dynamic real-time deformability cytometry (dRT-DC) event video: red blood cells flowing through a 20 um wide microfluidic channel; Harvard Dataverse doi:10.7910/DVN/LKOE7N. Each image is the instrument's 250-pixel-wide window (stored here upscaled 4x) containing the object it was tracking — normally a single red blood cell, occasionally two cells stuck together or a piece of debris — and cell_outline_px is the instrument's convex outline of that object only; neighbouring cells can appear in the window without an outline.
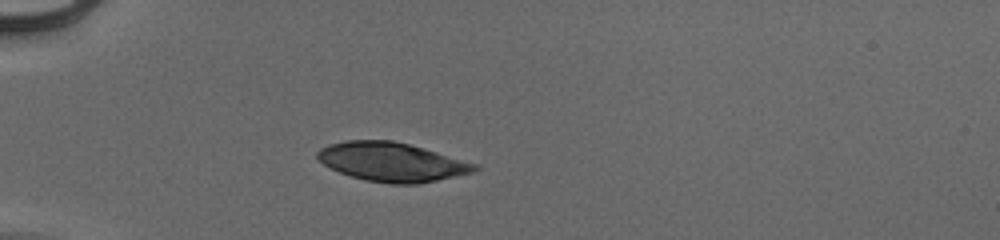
{"species": "human", "species_latin": "Homo sapiens", "temperature_condition": "cold", "stored_images_in_passage": 38, "camera_frame_rate_fps": 3000, "um_per_image_px": 0.085, "donor": {"sex": "male"}, "frame": {"image": 1, "passage_image": 1, "time_ms": 0.0, "image_size_px": [1000, 240], "cell_outline_px": [[480, 168], [476, 172], [420, 184], [388, 184], [364, 180], [340, 172], [324, 164], [316, 156], [316, 152], [320, 148], [328, 144], [344, 140], [392, 140], [408, 144], [480, 164]], "centroid_in_image_um": [33.35, 13.77], "position_along_channel_um": 51.7, "area_um2": 35.95}}
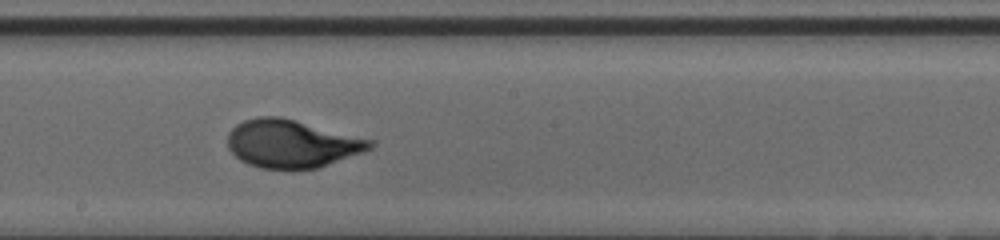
{"frame": {"image": 2, "passage_image": 16, "time_ms": 5.0, "image_size_px": [1000, 240], "cell_outline_px": [[376, 144], [372, 148], [364, 152], [316, 168], [260, 168], [248, 164], [240, 160], [228, 148], [228, 132], [236, 124], [244, 120], [256, 116], [280, 116], [296, 120], [372, 140]], "centroid_in_image_um": [24.77, 12.2], "position_along_channel_um": 223.4, "area_um2": 39.54}}
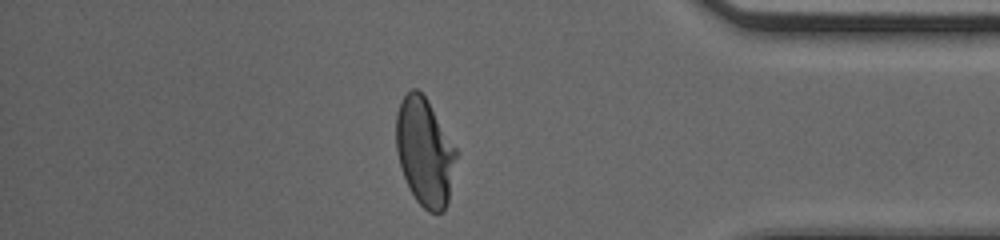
{"frame": {"image": 3, "passage_image": 31, "time_ms": 10.0, "image_size_px": [1000, 240], "cell_outline_px": [[456, 156], [448, 204], [444, 212], [428, 212], [416, 200], [404, 176], [400, 164], [396, 148], [396, 112], [400, 100], [412, 88], [416, 88], [424, 96], [456, 148]], "centroid_in_image_um": [36.09, 12.92], "position_along_channel_um": 399.1, "area_um2": 37.22}, "authors_computed_cell_mechanics": {"area_um2": 38.6393, "velocity_mm_per_s": 3.9398, "shape_relaxation_time_tau1_ms": 4.5196, "shape_relaxation_time_tau2_ms": null, "deformation_change_tau1": 0.201, "deformation_change_tau2": null}}